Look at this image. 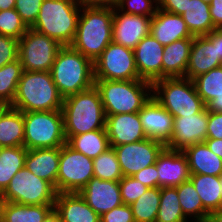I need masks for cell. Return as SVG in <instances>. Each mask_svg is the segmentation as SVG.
I'll return each instance as SVG.
<instances>
[{"label": "cell", "mask_w": 222, "mask_h": 222, "mask_svg": "<svg viewBox=\"0 0 222 222\" xmlns=\"http://www.w3.org/2000/svg\"><path fill=\"white\" fill-rule=\"evenodd\" d=\"M220 185H221V193H222V175L220 176Z\"/></svg>", "instance_id": "cell-56"}, {"label": "cell", "mask_w": 222, "mask_h": 222, "mask_svg": "<svg viewBox=\"0 0 222 222\" xmlns=\"http://www.w3.org/2000/svg\"><path fill=\"white\" fill-rule=\"evenodd\" d=\"M187 158L191 174L222 175V159L209 150L205 142H199L182 151Z\"/></svg>", "instance_id": "cell-26"}, {"label": "cell", "mask_w": 222, "mask_h": 222, "mask_svg": "<svg viewBox=\"0 0 222 222\" xmlns=\"http://www.w3.org/2000/svg\"><path fill=\"white\" fill-rule=\"evenodd\" d=\"M82 3L81 0H44L31 28L57 40L62 46L71 45Z\"/></svg>", "instance_id": "cell-5"}, {"label": "cell", "mask_w": 222, "mask_h": 222, "mask_svg": "<svg viewBox=\"0 0 222 222\" xmlns=\"http://www.w3.org/2000/svg\"><path fill=\"white\" fill-rule=\"evenodd\" d=\"M43 1L44 0H15V10L29 28L36 22Z\"/></svg>", "instance_id": "cell-42"}, {"label": "cell", "mask_w": 222, "mask_h": 222, "mask_svg": "<svg viewBox=\"0 0 222 222\" xmlns=\"http://www.w3.org/2000/svg\"><path fill=\"white\" fill-rule=\"evenodd\" d=\"M94 80L140 79L132 49L111 42L93 62Z\"/></svg>", "instance_id": "cell-12"}, {"label": "cell", "mask_w": 222, "mask_h": 222, "mask_svg": "<svg viewBox=\"0 0 222 222\" xmlns=\"http://www.w3.org/2000/svg\"><path fill=\"white\" fill-rule=\"evenodd\" d=\"M197 94L207 105L216 96L222 95V65L192 79Z\"/></svg>", "instance_id": "cell-37"}, {"label": "cell", "mask_w": 222, "mask_h": 222, "mask_svg": "<svg viewBox=\"0 0 222 222\" xmlns=\"http://www.w3.org/2000/svg\"><path fill=\"white\" fill-rule=\"evenodd\" d=\"M189 180L198 192L203 207L209 213L222 208L220 176L191 174Z\"/></svg>", "instance_id": "cell-30"}, {"label": "cell", "mask_w": 222, "mask_h": 222, "mask_svg": "<svg viewBox=\"0 0 222 222\" xmlns=\"http://www.w3.org/2000/svg\"><path fill=\"white\" fill-rule=\"evenodd\" d=\"M93 177V159L75 151L67 143L60 147L57 193H79Z\"/></svg>", "instance_id": "cell-10"}, {"label": "cell", "mask_w": 222, "mask_h": 222, "mask_svg": "<svg viewBox=\"0 0 222 222\" xmlns=\"http://www.w3.org/2000/svg\"><path fill=\"white\" fill-rule=\"evenodd\" d=\"M210 14L216 29L222 26V0H212L210 3Z\"/></svg>", "instance_id": "cell-48"}, {"label": "cell", "mask_w": 222, "mask_h": 222, "mask_svg": "<svg viewBox=\"0 0 222 222\" xmlns=\"http://www.w3.org/2000/svg\"><path fill=\"white\" fill-rule=\"evenodd\" d=\"M176 189L185 218L188 221L191 219L190 222H207L210 213L203 207L192 182L190 180L182 182L176 186Z\"/></svg>", "instance_id": "cell-32"}, {"label": "cell", "mask_w": 222, "mask_h": 222, "mask_svg": "<svg viewBox=\"0 0 222 222\" xmlns=\"http://www.w3.org/2000/svg\"><path fill=\"white\" fill-rule=\"evenodd\" d=\"M208 109L195 115L173 117V132L165 148L183 151L185 148L207 139Z\"/></svg>", "instance_id": "cell-14"}, {"label": "cell", "mask_w": 222, "mask_h": 222, "mask_svg": "<svg viewBox=\"0 0 222 222\" xmlns=\"http://www.w3.org/2000/svg\"><path fill=\"white\" fill-rule=\"evenodd\" d=\"M147 138L166 144L173 132V116L152 96L139 111Z\"/></svg>", "instance_id": "cell-20"}, {"label": "cell", "mask_w": 222, "mask_h": 222, "mask_svg": "<svg viewBox=\"0 0 222 222\" xmlns=\"http://www.w3.org/2000/svg\"><path fill=\"white\" fill-rule=\"evenodd\" d=\"M207 139H222V112L208 111Z\"/></svg>", "instance_id": "cell-46"}, {"label": "cell", "mask_w": 222, "mask_h": 222, "mask_svg": "<svg viewBox=\"0 0 222 222\" xmlns=\"http://www.w3.org/2000/svg\"><path fill=\"white\" fill-rule=\"evenodd\" d=\"M158 187H176L190 179L186 155L182 151L164 148L156 160Z\"/></svg>", "instance_id": "cell-21"}, {"label": "cell", "mask_w": 222, "mask_h": 222, "mask_svg": "<svg viewBox=\"0 0 222 222\" xmlns=\"http://www.w3.org/2000/svg\"><path fill=\"white\" fill-rule=\"evenodd\" d=\"M160 204V187L149 188L130 206L135 222H155Z\"/></svg>", "instance_id": "cell-36"}, {"label": "cell", "mask_w": 222, "mask_h": 222, "mask_svg": "<svg viewBox=\"0 0 222 222\" xmlns=\"http://www.w3.org/2000/svg\"><path fill=\"white\" fill-rule=\"evenodd\" d=\"M27 150L60 148L67 143L61 110L23 112Z\"/></svg>", "instance_id": "cell-8"}, {"label": "cell", "mask_w": 222, "mask_h": 222, "mask_svg": "<svg viewBox=\"0 0 222 222\" xmlns=\"http://www.w3.org/2000/svg\"><path fill=\"white\" fill-rule=\"evenodd\" d=\"M23 112L11 106H0V148L24 146Z\"/></svg>", "instance_id": "cell-27"}, {"label": "cell", "mask_w": 222, "mask_h": 222, "mask_svg": "<svg viewBox=\"0 0 222 222\" xmlns=\"http://www.w3.org/2000/svg\"><path fill=\"white\" fill-rule=\"evenodd\" d=\"M193 38L176 40L164 46L162 79L185 77Z\"/></svg>", "instance_id": "cell-25"}, {"label": "cell", "mask_w": 222, "mask_h": 222, "mask_svg": "<svg viewBox=\"0 0 222 222\" xmlns=\"http://www.w3.org/2000/svg\"><path fill=\"white\" fill-rule=\"evenodd\" d=\"M158 174L159 173L156 169L155 163L153 165L147 166L143 170L134 174L132 177L148 188H155L158 187Z\"/></svg>", "instance_id": "cell-45"}, {"label": "cell", "mask_w": 222, "mask_h": 222, "mask_svg": "<svg viewBox=\"0 0 222 222\" xmlns=\"http://www.w3.org/2000/svg\"><path fill=\"white\" fill-rule=\"evenodd\" d=\"M83 4L93 7H111L116 8L121 0H81Z\"/></svg>", "instance_id": "cell-49"}, {"label": "cell", "mask_w": 222, "mask_h": 222, "mask_svg": "<svg viewBox=\"0 0 222 222\" xmlns=\"http://www.w3.org/2000/svg\"><path fill=\"white\" fill-rule=\"evenodd\" d=\"M100 222H135L130 205L122 204L100 216Z\"/></svg>", "instance_id": "cell-44"}, {"label": "cell", "mask_w": 222, "mask_h": 222, "mask_svg": "<svg viewBox=\"0 0 222 222\" xmlns=\"http://www.w3.org/2000/svg\"><path fill=\"white\" fill-rule=\"evenodd\" d=\"M106 131L112 148L147 138L139 112L106 116Z\"/></svg>", "instance_id": "cell-19"}, {"label": "cell", "mask_w": 222, "mask_h": 222, "mask_svg": "<svg viewBox=\"0 0 222 222\" xmlns=\"http://www.w3.org/2000/svg\"><path fill=\"white\" fill-rule=\"evenodd\" d=\"M105 115L139 112L152 97V83L138 80H95Z\"/></svg>", "instance_id": "cell-6"}, {"label": "cell", "mask_w": 222, "mask_h": 222, "mask_svg": "<svg viewBox=\"0 0 222 222\" xmlns=\"http://www.w3.org/2000/svg\"><path fill=\"white\" fill-rule=\"evenodd\" d=\"M67 144L75 151L94 159L110 148L106 130H94L91 132L72 136Z\"/></svg>", "instance_id": "cell-31"}, {"label": "cell", "mask_w": 222, "mask_h": 222, "mask_svg": "<svg viewBox=\"0 0 222 222\" xmlns=\"http://www.w3.org/2000/svg\"><path fill=\"white\" fill-rule=\"evenodd\" d=\"M152 96L173 116L185 117L201 112L206 105L193 81L185 77L163 78L152 84Z\"/></svg>", "instance_id": "cell-7"}, {"label": "cell", "mask_w": 222, "mask_h": 222, "mask_svg": "<svg viewBox=\"0 0 222 222\" xmlns=\"http://www.w3.org/2000/svg\"><path fill=\"white\" fill-rule=\"evenodd\" d=\"M152 17L128 14L113 8L112 41L134 50L150 34Z\"/></svg>", "instance_id": "cell-15"}, {"label": "cell", "mask_w": 222, "mask_h": 222, "mask_svg": "<svg viewBox=\"0 0 222 222\" xmlns=\"http://www.w3.org/2000/svg\"><path fill=\"white\" fill-rule=\"evenodd\" d=\"M19 59L0 68V106H11L23 73Z\"/></svg>", "instance_id": "cell-34"}, {"label": "cell", "mask_w": 222, "mask_h": 222, "mask_svg": "<svg viewBox=\"0 0 222 222\" xmlns=\"http://www.w3.org/2000/svg\"><path fill=\"white\" fill-rule=\"evenodd\" d=\"M150 34L163 46L176 40L193 38L181 15L158 8L151 19Z\"/></svg>", "instance_id": "cell-22"}, {"label": "cell", "mask_w": 222, "mask_h": 222, "mask_svg": "<svg viewBox=\"0 0 222 222\" xmlns=\"http://www.w3.org/2000/svg\"><path fill=\"white\" fill-rule=\"evenodd\" d=\"M15 8V0H0V11Z\"/></svg>", "instance_id": "cell-53"}, {"label": "cell", "mask_w": 222, "mask_h": 222, "mask_svg": "<svg viewBox=\"0 0 222 222\" xmlns=\"http://www.w3.org/2000/svg\"><path fill=\"white\" fill-rule=\"evenodd\" d=\"M113 8L82 3L71 46L94 62L112 42Z\"/></svg>", "instance_id": "cell-2"}, {"label": "cell", "mask_w": 222, "mask_h": 222, "mask_svg": "<svg viewBox=\"0 0 222 222\" xmlns=\"http://www.w3.org/2000/svg\"><path fill=\"white\" fill-rule=\"evenodd\" d=\"M221 65L217 51V29L205 36H194L185 78L192 80Z\"/></svg>", "instance_id": "cell-16"}, {"label": "cell", "mask_w": 222, "mask_h": 222, "mask_svg": "<svg viewBox=\"0 0 222 222\" xmlns=\"http://www.w3.org/2000/svg\"><path fill=\"white\" fill-rule=\"evenodd\" d=\"M19 40L0 34V68L18 59Z\"/></svg>", "instance_id": "cell-43"}, {"label": "cell", "mask_w": 222, "mask_h": 222, "mask_svg": "<svg viewBox=\"0 0 222 222\" xmlns=\"http://www.w3.org/2000/svg\"><path fill=\"white\" fill-rule=\"evenodd\" d=\"M217 51H218V59L222 63V32L217 29Z\"/></svg>", "instance_id": "cell-54"}, {"label": "cell", "mask_w": 222, "mask_h": 222, "mask_svg": "<svg viewBox=\"0 0 222 222\" xmlns=\"http://www.w3.org/2000/svg\"><path fill=\"white\" fill-rule=\"evenodd\" d=\"M27 151L24 146L0 148V193L6 189L17 172L25 167Z\"/></svg>", "instance_id": "cell-33"}, {"label": "cell", "mask_w": 222, "mask_h": 222, "mask_svg": "<svg viewBox=\"0 0 222 222\" xmlns=\"http://www.w3.org/2000/svg\"><path fill=\"white\" fill-rule=\"evenodd\" d=\"M164 148L163 142L150 138L113 147L123 176H133L147 166L155 164Z\"/></svg>", "instance_id": "cell-13"}, {"label": "cell", "mask_w": 222, "mask_h": 222, "mask_svg": "<svg viewBox=\"0 0 222 222\" xmlns=\"http://www.w3.org/2000/svg\"><path fill=\"white\" fill-rule=\"evenodd\" d=\"M62 105L50 71H23L11 107L32 112L61 110Z\"/></svg>", "instance_id": "cell-4"}, {"label": "cell", "mask_w": 222, "mask_h": 222, "mask_svg": "<svg viewBox=\"0 0 222 222\" xmlns=\"http://www.w3.org/2000/svg\"><path fill=\"white\" fill-rule=\"evenodd\" d=\"M94 177L108 181H120L123 173L115 150L110 147L93 159Z\"/></svg>", "instance_id": "cell-38"}, {"label": "cell", "mask_w": 222, "mask_h": 222, "mask_svg": "<svg viewBox=\"0 0 222 222\" xmlns=\"http://www.w3.org/2000/svg\"><path fill=\"white\" fill-rule=\"evenodd\" d=\"M79 194L99 216L123 204L119 181L93 177Z\"/></svg>", "instance_id": "cell-17"}, {"label": "cell", "mask_w": 222, "mask_h": 222, "mask_svg": "<svg viewBox=\"0 0 222 222\" xmlns=\"http://www.w3.org/2000/svg\"><path fill=\"white\" fill-rule=\"evenodd\" d=\"M164 46L151 34L144 37L133 50L140 79L150 83L162 79Z\"/></svg>", "instance_id": "cell-18"}, {"label": "cell", "mask_w": 222, "mask_h": 222, "mask_svg": "<svg viewBox=\"0 0 222 222\" xmlns=\"http://www.w3.org/2000/svg\"><path fill=\"white\" fill-rule=\"evenodd\" d=\"M54 210L62 222H100V216L79 193H57Z\"/></svg>", "instance_id": "cell-23"}, {"label": "cell", "mask_w": 222, "mask_h": 222, "mask_svg": "<svg viewBox=\"0 0 222 222\" xmlns=\"http://www.w3.org/2000/svg\"><path fill=\"white\" fill-rule=\"evenodd\" d=\"M62 45L29 28L19 39L18 59L24 71H50Z\"/></svg>", "instance_id": "cell-11"}, {"label": "cell", "mask_w": 222, "mask_h": 222, "mask_svg": "<svg viewBox=\"0 0 222 222\" xmlns=\"http://www.w3.org/2000/svg\"><path fill=\"white\" fill-rule=\"evenodd\" d=\"M61 112L67 141L75 135L106 130V115L99 90L95 85L63 98Z\"/></svg>", "instance_id": "cell-1"}, {"label": "cell", "mask_w": 222, "mask_h": 222, "mask_svg": "<svg viewBox=\"0 0 222 222\" xmlns=\"http://www.w3.org/2000/svg\"><path fill=\"white\" fill-rule=\"evenodd\" d=\"M155 222H188L183 214L176 187L160 188V204Z\"/></svg>", "instance_id": "cell-35"}, {"label": "cell", "mask_w": 222, "mask_h": 222, "mask_svg": "<svg viewBox=\"0 0 222 222\" xmlns=\"http://www.w3.org/2000/svg\"><path fill=\"white\" fill-rule=\"evenodd\" d=\"M204 142L210 151L222 159V139H206Z\"/></svg>", "instance_id": "cell-50"}, {"label": "cell", "mask_w": 222, "mask_h": 222, "mask_svg": "<svg viewBox=\"0 0 222 222\" xmlns=\"http://www.w3.org/2000/svg\"><path fill=\"white\" fill-rule=\"evenodd\" d=\"M207 222H222V208L211 212Z\"/></svg>", "instance_id": "cell-52"}, {"label": "cell", "mask_w": 222, "mask_h": 222, "mask_svg": "<svg viewBox=\"0 0 222 222\" xmlns=\"http://www.w3.org/2000/svg\"><path fill=\"white\" fill-rule=\"evenodd\" d=\"M118 10L134 15L153 16L158 8L157 0H121Z\"/></svg>", "instance_id": "cell-40"}, {"label": "cell", "mask_w": 222, "mask_h": 222, "mask_svg": "<svg viewBox=\"0 0 222 222\" xmlns=\"http://www.w3.org/2000/svg\"><path fill=\"white\" fill-rule=\"evenodd\" d=\"M59 159L60 148L28 150L25 168L35 176L50 182L56 189Z\"/></svg>", "instance_id": "cell-24"}, {"label": "cell", "mask_w": 222, "mask_h": 222, "mask_svg": "<svg viewBox=\"0 0 222 222\" xmlns=\"http://www.w3.org/2000/svg\"><path fill=\"white\" fill-rule=\"evenodd\" d=\"M43 222H62L59 214L53 209Z\"/></svg>", "instance_id": "cell-55"}, {"label": "cell", "mask_w": 222, "mask_h": 222, "mask_svg": "<svg viewBox=\"0 0 222 222\" xmlns=\"http://www.w3.org/2000/svg\"><path fill=\"white\" fill-rule=\"evenodd\" d=\"M181 16L193 37L205 36L216 29L210 14V4L202 0H188Z\"/></svg>", "instance_id": "cell-29"}, {"label": "cell", "mask_w": 222, "mask_h": 222, "mask_svg": "<svg viewBox=\"0 0 222 222\" xmlns=\"http://www.w3.org/2000/svg\"><path fill=\"white\" fill-rule=\"evenodd\" d=\"M158 9L169 13L182 15L185 12L188 0H157Z\"/></svg>", "instance_id": "cell-47"}, {"label": "cell", "mask_w": 222, "mask_h": 222, "mask_svg": "<svg viewBox=\"0 0 222 222\" xmlns=\"http://www.w3.org/2000/svg\"><path fill=\"white\" fill-rule=\"evenodd\" d=\"M202 1L210 4L212 0H202Z\"/></svg>", "instance_id": "cell-57"}, {"label": "cell", "mask_w": 222, "mask_h": 222, "mask_svg": "<svg viewBox=\"0 0 222 222\" xmlns=\"http://www.w3.org/2000/svg\"><path fill=\"white\" fill-rule=\"evenodd\" d=\"M206 108L211 112H222V95L216 96L213 100H211Z\"/></svg>", "instance_id": "cell-51"}, {"label": "cell", "mask_w": 222, "mask_h": 222, "mask_svg": "<svg viewBox=\"0 0 222 222\" xmlns=\"http://www.w3.org/2000/svg\"><path fill=\"white\" fill-rule=\"evenodd\" d=\"M50 73L63 98L88 90L95 84L93 62L71 45L60 48Z\"/></svg>", "instance_id": "cell-3"}, {"label": "cell", "mask_w": 222, "mask_h": 222, "mask_svg": "<svg viewBox=\"0 0 222 222\" xmlns=\"http://www.w3.org/2000/svg\"><path fill=\"white\" fill-rule=\"evenodd\" d=\"M28 29L15 8L0 11V34L19 40Z\"/></svg>", "instance_id": "cell-39"}, {"label": "cell", "mask_w": 222, "mask_h": 222, "mask_svg": "<svg viewBox=\"0 0 222 222\" xmlns=\"http://www.w3.org/2000/svg\"><path fill=\"white\" fill-rule=\"evenodd\" d=\"M57 191L48 181L22 168L1 193V201L25 205H54Z\"/></svg>", "instance_id": "cell-9"}, {"label": "cell", "mask_w": 222, "mask_h": 222, "mask_svg": "<svg viewBox=\"0 0 222 222\" xmlns=\"http://www.w3.org/2000/svg\"><path fill=\"white\" fill-rule=\"evenodd\" d=\"M119 187L123 204L127 205H131L149 189L144 184L135 180L132 176H123L119 181Z\"/></svg>", "instance_id": "cell-41"}, {"label": "cell", "mask_w": 222, "mask_h": 222, "mask_svg": "<svg viewBox=\"0 0 222 222\" xmlns=\"http://www.w3.org/2000/svg\"><path fill=\"white\" fill-rule=\"evenodd\" d=\"M54 205H25L0 201V222H43Z\"/></svg>", "instance_id": "cell-28"}]
</instances>
